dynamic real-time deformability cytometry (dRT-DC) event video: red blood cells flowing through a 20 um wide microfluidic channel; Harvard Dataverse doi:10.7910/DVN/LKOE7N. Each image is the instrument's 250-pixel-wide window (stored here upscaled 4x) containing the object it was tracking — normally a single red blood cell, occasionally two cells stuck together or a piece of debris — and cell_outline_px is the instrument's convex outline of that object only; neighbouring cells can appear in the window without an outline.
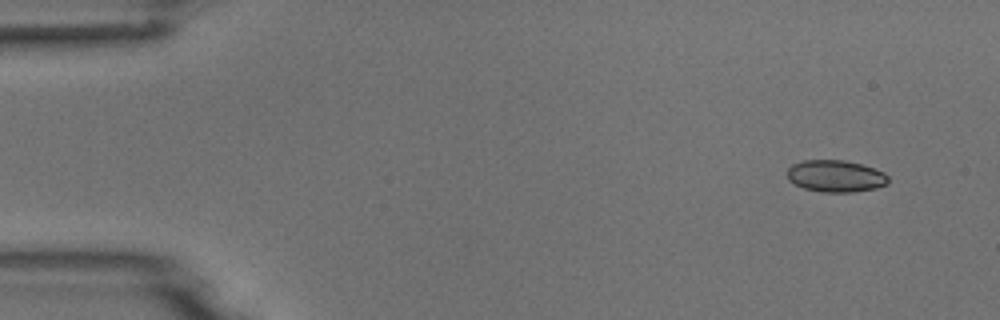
{"species": "common noctule bat (a hibernating species)", "species_latin": "Nyctalus noctula", "temperature_condition": "room temperature", "stored_images_in_passage": 4, "camera_frame_rate_fps": 3000, "um_per_image_px": 0.085, "animal": {"sex": "male", "body_mass_g": 18.8}, "frame": {"image": 1, "passage_image": 1, "time_ms": 0.0, "image_size_px": [1000, 320], "cell_outline_px": [[888, 184], [876, 188], [852, 192], [824, 192], [804, 188], [788, 180], [788, 168], [792, 164], [804, 160], [844, 160], [860, 164], [884, 172], [888, 176]], "centroid_in_image_um": [71.03, 14.97], "position_along_channel_um": 14.0, "area_um2": 18.67}}
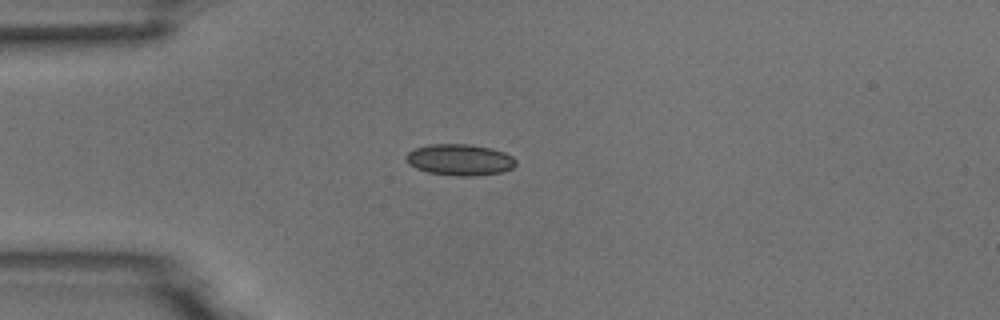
{"frame": {"image": 2, "passage_image": 4, "time_ms": 1.0, "image_size_px": [1000, 320], "cell_outline_px": [[516, 164], [512, 168], [504, 172], [472, 176], [456, 176], [428, 172], [416, 168], [408, 164], [404, 156], [408, 152], [416, 148], [428, 144], [468, 144], [492, 148], [504, 152], [512, 156], [516, 160]], "centroid_in_image_um": [39.08, 13.58], "position_along_channel_um": 45.9, "area_um2": 20.17}}